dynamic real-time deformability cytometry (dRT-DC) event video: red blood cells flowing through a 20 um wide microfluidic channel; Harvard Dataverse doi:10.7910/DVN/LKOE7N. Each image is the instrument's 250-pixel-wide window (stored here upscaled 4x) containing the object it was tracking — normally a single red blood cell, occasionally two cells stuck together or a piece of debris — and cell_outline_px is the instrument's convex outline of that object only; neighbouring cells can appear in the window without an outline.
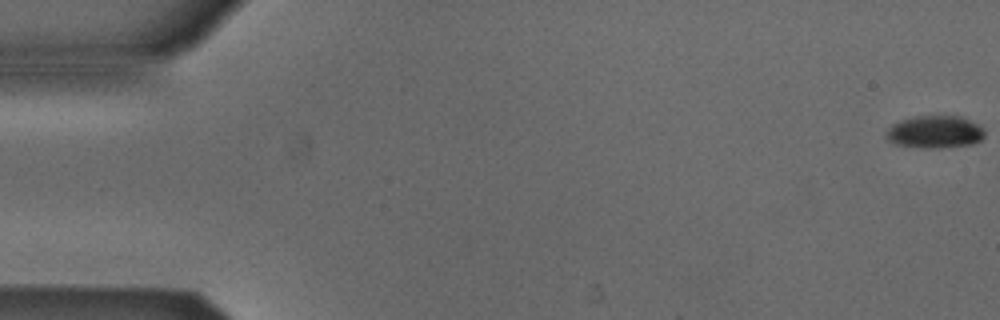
{"species": "Egyptian fruit bat (a non-hibernating species)", "species_latin": "Rousettus aegyptiacus", "temperature_condition": "cold", "stored_images_in_passage": 14, "camera_frame_rate_fps": 3000, "um_per_image_px": 0.085, "animal": {"sex": "male"}, "frame": {"image": 1, "passage_image": 1, "time_ms": 0.0, "image_size_px": [1000, 320], "cell_outline_px": [[984, 136], [980, 140], [972, 144], [936, 148], [932, 148], [896, 144], [888, 140], [888, 128], [892, 124], [900, 120], [916, 116], [960, 116], [980, 124], [984, 128]], "centroid_in_image_um": [79.51, 11.19], "position_along_channel_um": 5.5, "area_um2": 18.44}}
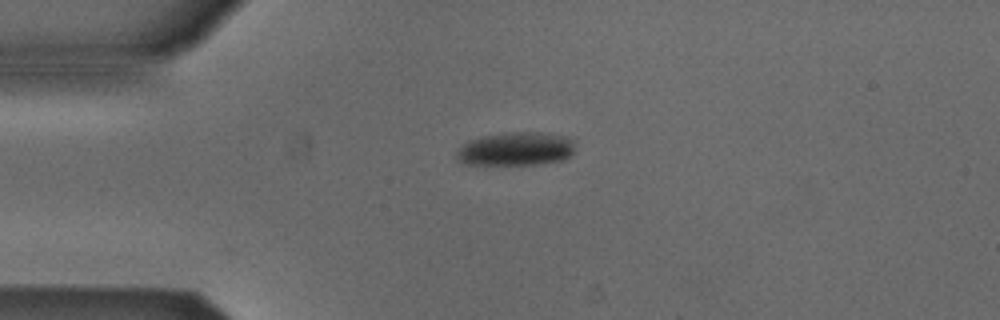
{"frame": {"image": 2, "passage_image": 14, "time_ms": 4.333, "image_size_px": [1000, 320], "cell_outline_px": [[572, 152], [568, 156], [560, 160], [532, 164], [468, 164], [456, 160], [456, 152], [468, 140], [484, 136], [508, 132], [540, 132], [564, 136], [572, 140]], "centroid_in_image_um": [43.79, 12.65], "position_along_channel_um": 41.2, "area_um2": 22.66}}